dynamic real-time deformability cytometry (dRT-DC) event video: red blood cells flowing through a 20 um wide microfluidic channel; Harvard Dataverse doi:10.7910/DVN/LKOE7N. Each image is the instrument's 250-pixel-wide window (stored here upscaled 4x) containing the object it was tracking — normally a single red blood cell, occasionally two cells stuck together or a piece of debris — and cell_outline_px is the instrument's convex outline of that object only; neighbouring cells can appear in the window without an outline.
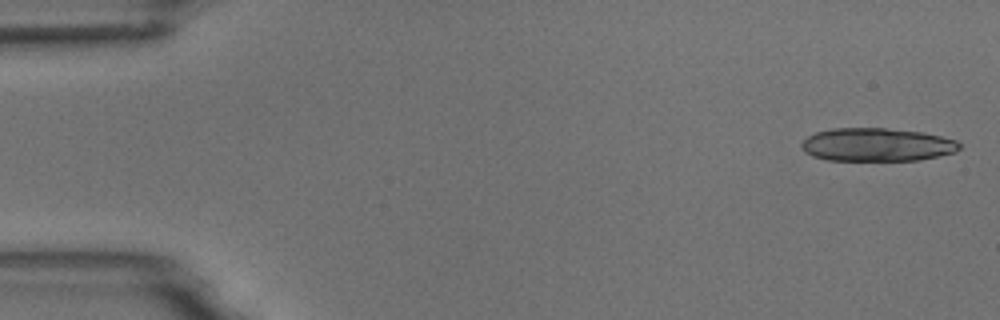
{"species": "common noctule bat (a hibernating species)", "species_latin": "Nyctalus noctula", "temperature_condition": "room temperature", "stored_images_in_passage": 5, "camera_frame_rate_fps": 3000, "um_per_image_px": 0.085, "animal": {"sex": "male", "body_mass_g": 18.8}, "frame": {"image": 1, "passage_image": 1, "time_ms": 0.0, "image_size_px": [1000, 320], "cell_outline_px": [[960, 148], [956, 152], [920, 160], [828, 160], [812, 156], [804, 152], [800, 144], [808, 136], [816, 132], [832, 128], [884, 128], [924, 132], [956, 140], [960, 144]], "centroid_in_image_um": [74.53, 12.3], "position_along_channel_um": 10.5, "area_um2": 30.63}}
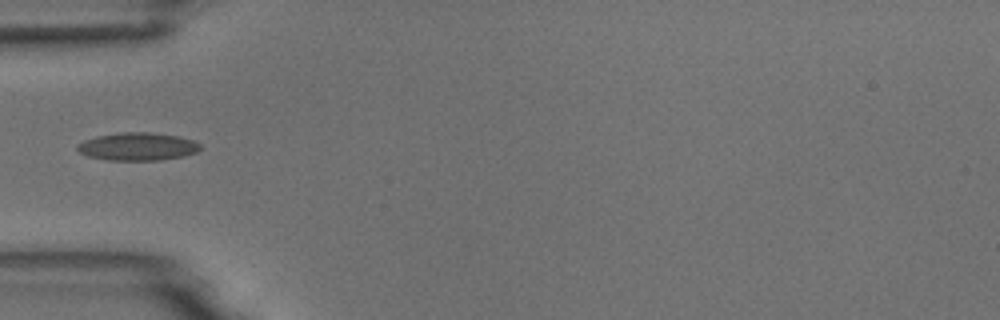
{"frame": {"image": 2, "passage_image": 5, "time_ms": 5.333, "image_size_px": [1000, 320], "cell_outline_px": [[200, 148], [196, 152], [184, 156], [160, 160], [108, 160], [88, 156], [80, 152], [76, 148], [76, 144], [84, 140], [96, 136], [120, 132], [148, 132], [176, 136], [192, 140], [200, 144]], "centroid_in_image_um": [11.66, 12.45], "position_along_channel_um": 73.3, "area_um2": 19.88}}